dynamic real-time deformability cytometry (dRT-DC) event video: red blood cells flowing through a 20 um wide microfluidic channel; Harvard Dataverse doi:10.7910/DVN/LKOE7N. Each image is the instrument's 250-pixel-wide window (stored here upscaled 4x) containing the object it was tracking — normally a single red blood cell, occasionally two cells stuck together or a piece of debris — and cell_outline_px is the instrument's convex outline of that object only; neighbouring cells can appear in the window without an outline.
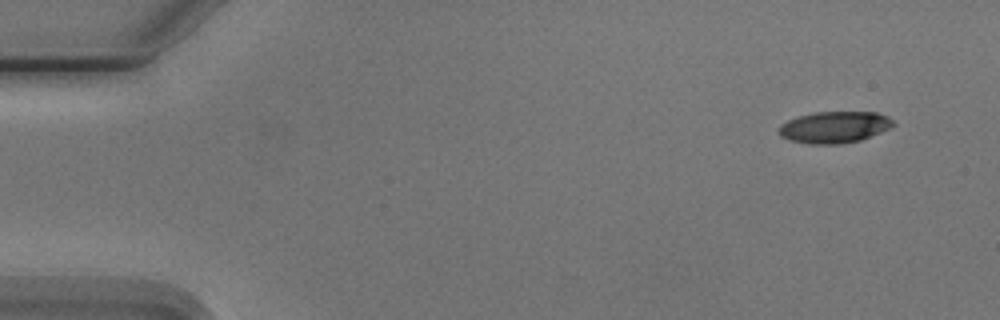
{"species": "Egyptian fruit bat (a non-hibernating species)", "species_latin": "Rousettus aegyptiacus", "temperature_condition": "cold", "stored_images_in_passage": 4, "segment_of_instrument_passage": [2, 2], "camera_frame_rate_fps": 3000, "um_per_image_px": 0.085, "animal": {"sex": "male"}, "frame": {"image": 1, "passage_image": 4, "time_ms": 4.333, "image_size_px": [1000, 320], "cell_outline_px": [[896, 124], [880, 132], [860, 140], [840, 144], [812, 144], [788, 140], [780, 136], [780, 124], [788, 120], [800, 116], [816, 112], [876, 112], [888, 116]], "centroid_in_image_um": [70.93, 10.81], "position_along_channel_um": 14.1, "area_um2": 20.87}}